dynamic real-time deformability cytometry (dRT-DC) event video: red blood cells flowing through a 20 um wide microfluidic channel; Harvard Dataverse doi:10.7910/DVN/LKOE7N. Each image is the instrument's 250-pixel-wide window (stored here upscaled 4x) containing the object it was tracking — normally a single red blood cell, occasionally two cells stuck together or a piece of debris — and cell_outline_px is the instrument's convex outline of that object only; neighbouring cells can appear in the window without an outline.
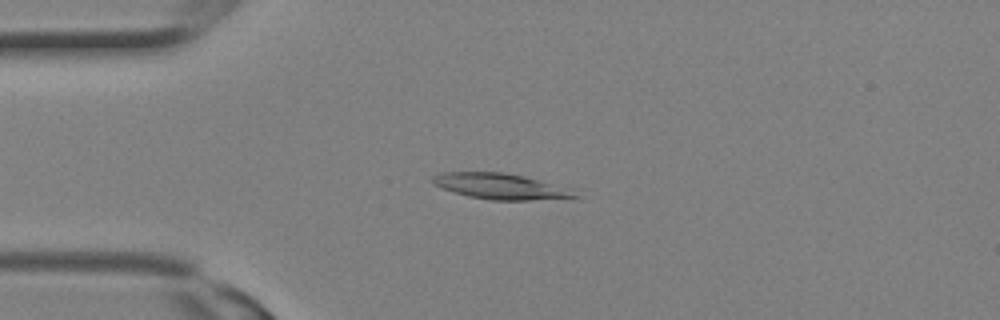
{"species": "Egyptian fruit bat (a non-hibernating species)", "species_latin": "Rousettus aegyptiacus", "temperature_condition": "room temperature", "stored_images_in_passage": 14, "camera_frame_rate_fps": 3000, "um_per_image_px": 0.085, "animal": {"sex": "female"}, "frame": {"image": 1, "passage_image": 7, "time_ms": 2.0, "image_size_px": [1000, 320], "cell_outline_px": [[580, 196], [572, 200], [488, 200], [468, 196], [444, 188], [436, 184], [432, 180], [432, 176], [440, 172], [504, 172], [524, 176], [572, 188]], "centroid_in_image_um": [42.72, 15.86], "position_along_channel_um": 42.3, "area_um2": 21.79}}
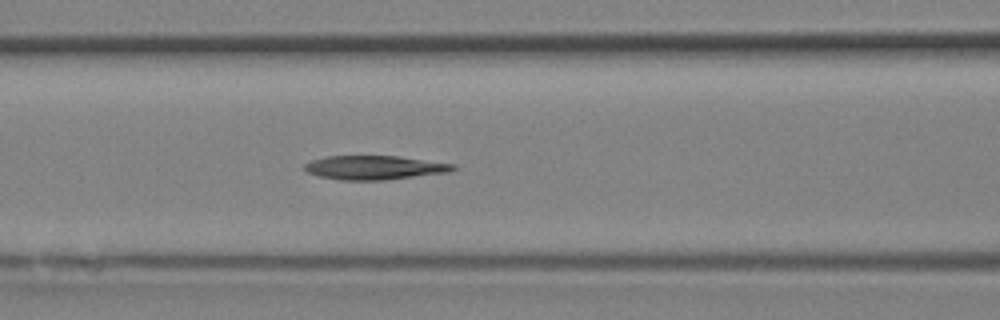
{"frame": {"image": 2, "passage_image": 12, "time_ms": 3.667, "image_size_px": [1000, 320], "cell_outline_px": [[456, 168], [452, 172], [384, 180], [340, 180], [320, 176], [308, 172], [304, 168], [304, 164], [312, 160], [324, 156], [396, 156], [456, 164]], "centroid_in_image_um": [31.86, 14.24], "position_along_channel_um": 134.7, "area_um2": 20.75}}
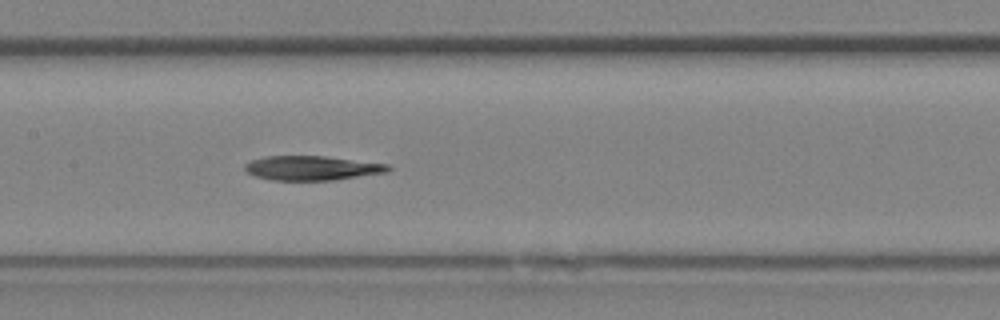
{"frame": {"image": 3, "passage_image": 14, "time_ms": 4.333, "image_size_px": [1000, 320], "cell_outline_px": [[392, 168], [388, 172], [336, 180], [272, 180], [256, 176], [248, 172], [244, 168], [244, 164], [252, 160], [264, 156], [324, 156], [388, 164]], "centroid_in_image_um": [26.53, 14.28], "position_along_channel_um": 180.9, "area_um2": 20.35}}